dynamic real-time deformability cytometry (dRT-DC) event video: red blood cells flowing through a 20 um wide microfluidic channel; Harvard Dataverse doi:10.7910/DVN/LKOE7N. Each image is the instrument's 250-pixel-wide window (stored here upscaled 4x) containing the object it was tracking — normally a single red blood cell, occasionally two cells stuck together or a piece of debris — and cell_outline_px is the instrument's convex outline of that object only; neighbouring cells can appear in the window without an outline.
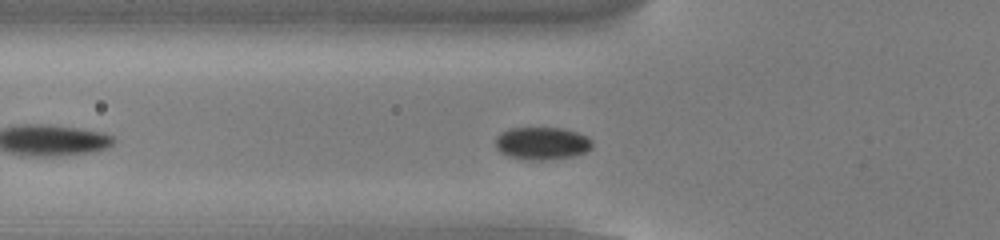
{"species": "common noctule bat (a hibernating species)", "species_latin": "Nyctalus noctula", "temperature_condition": "cold", "stored_images_in_passage": 42, "camera_frame_rate_fps": 3000, "um_per_image_px": 0.085, "animal": {"sex": "male", "body_mass_g": 13.0, "forearm_length_mm": 53.1}, "frame": {"image": 1, "passage_image": 7, "time_ms": 2.0, "image_size_px": [1000, 240], "cell_outline_px": [[592, 148], [584, 152], [572, 156], [544, 160], [528, 160], [508, 156], [500, 152], [496, 148], [496, 136], [500, 132], [508, 128], [560, 128], [576, 132], [588, 136], [592, 140]], "centroid_in_image_um": [46.05, 12.18], "position_along_channel_um": 79.8, "area_um2": 18.44}}
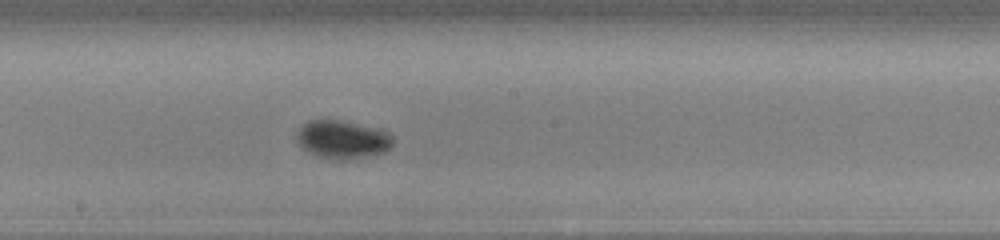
{"frame": {"image": 2, "passage_image": 18, "time_ms": 5.667, "image_size_px": [1000, 240], "cell_outline_px": [[392, 144], [384, 152], [368, 156], [344, 160], [320, 156], [308, 152], [296, 140], [296, 132], [308, 120], [340, 120], [372, 128], [384, 132], [392, 136]], "centroid_in_image_um": [29.06, 11.86], "position_along_channel_um": 219.1, "area_um2": 20.81}}
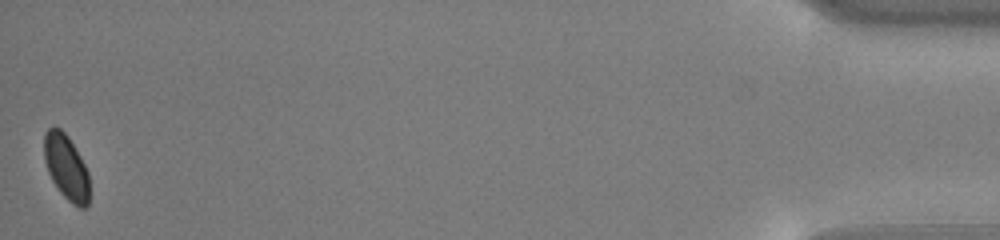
{"frame": {"image": 3, "passage_image": 42, "time_ms": 13.667, "image_size_px": [1000, 240], "cell_outline_px": [[88, 204], [84, 208], [80, 208], [72, 204], [60, 192], [52, 180], [48, 172], [44, 160], [44, 132], [52, 124], [60, 128], [68, 136], [80, 156], [88, 172]], "centroid_in_image_um": [5.6, 14.17], "position_along_channel_um": 429.6, "area_um2": 17.22}, "authors_computed_cell_mechanics": {"area_um2": 18.496, "velocity_mm_per_s": 3.7983, "shape_relaxation_time_tau1_ms": 1.3609, "shape_relaxation_time_tau2_ms": null, "deformation_change_tau1": 0.0467, "deformation_change_tau2": null}}